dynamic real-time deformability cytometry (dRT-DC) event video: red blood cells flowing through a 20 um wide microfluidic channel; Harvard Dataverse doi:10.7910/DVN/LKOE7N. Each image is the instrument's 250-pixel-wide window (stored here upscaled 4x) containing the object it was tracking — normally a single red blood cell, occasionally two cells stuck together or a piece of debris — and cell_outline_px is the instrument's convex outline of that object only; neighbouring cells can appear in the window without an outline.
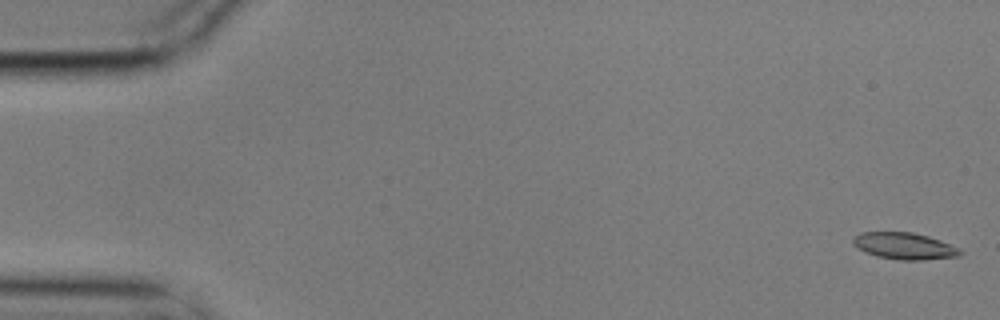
{"species": "common noctule bat (a hibernating species)", "species_latin": "Nyctalus noctula", "temperature_condition": "cold", "stored_images_in_passage": 57, "camera_frame_rate_fps": 3000, "um_per_image_px": 0.085, "animal": {"sex": "male", "body_mass_g": 17.9}, "frame": {"image": 1, "passage_image": 2, "time_ms": 0.333, "image_size_px": [1000, 320], "cell_outline_px": [[964, 252], [960, 256], [924, 260], [900, 260], [876, 256], [852, 244], [852, 236], [860, 232], [912, 232], [928, 236], [940, 240], [960, 248]], "centroid_in_image_um": [76.9, 20.9], "position_along_channel_um": 8.1, "area_um2": 16.76}}
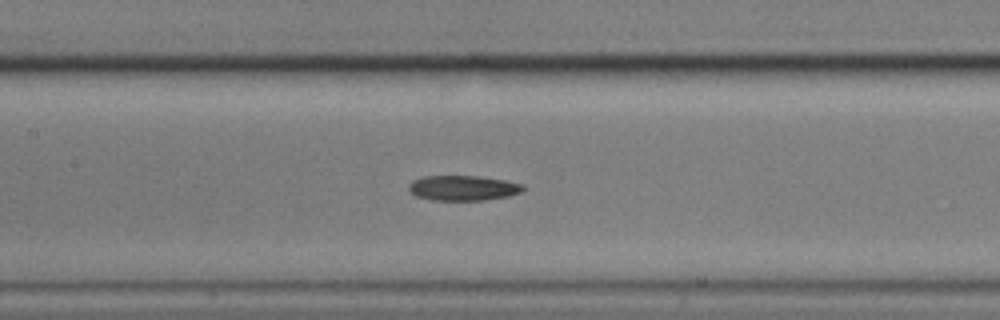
{"frame": {"image": 2, "passage_image": 27, "time_ms": 8.667, "image_size_px": [1000, 320], "cell_outline_px": [[524, 188], [520, 192], [508, 196], [484, 200], [432, 200], [416, 196], [408, 188], [408, 184], [412, 180], [424, 176], [480, 176], [504, 180], [524, 184]], "centroid_in_image_um": [39.34, 15.97], "position_along_channel_um": 168.1, "area_um2": 16.7}}
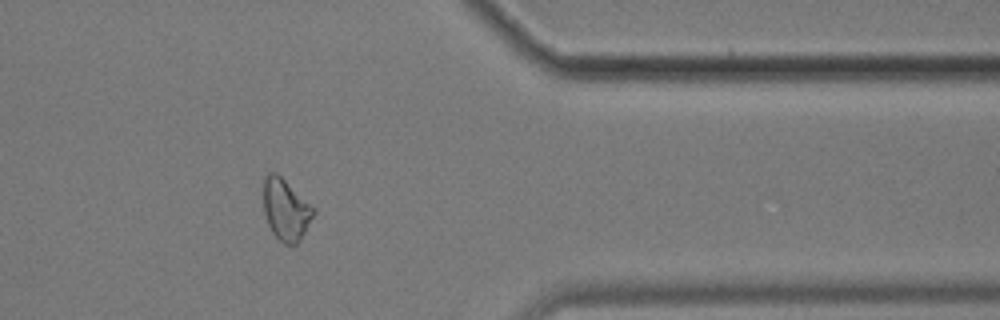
{"frame": {"image": 3, "passage_image": 47, "time_ms": 15.333, "image_size_px": [1000, 320], "cell_outline_px": [[316, 212], [300, 240], [296, 244], [284, 244], [272, 232], [268, 224], [264, 212], [264, 176], [268, 172], [276, 172], [316, 208]], "centroid_in_image_um": [24.31, 17.8], "position_along_channel_um": 387.1, "area_um2": 17.92}}